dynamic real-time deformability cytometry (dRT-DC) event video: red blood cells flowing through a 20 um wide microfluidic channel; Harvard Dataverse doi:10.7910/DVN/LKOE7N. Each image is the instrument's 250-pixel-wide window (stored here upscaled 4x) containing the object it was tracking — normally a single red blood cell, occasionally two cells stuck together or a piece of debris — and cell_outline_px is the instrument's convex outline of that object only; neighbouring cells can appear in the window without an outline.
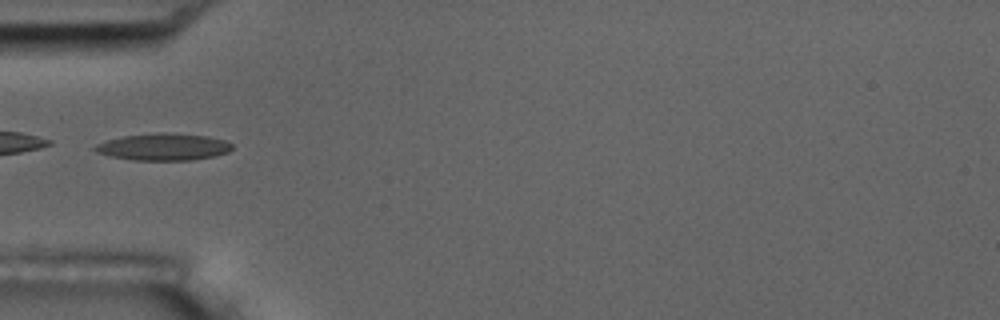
{"species": "common noctule bat (a hibernating species)", "species_latin": "Nyctalus noctula", "temperature_condition": "room temperature", "stored_images_in_passage": 5, "camera_frame_rate_fps": 3000, "um_per_image_px": 0.085, "animal": {"sex": "male", "body_mass_g": 17.5, "forearm_length_mm": 52.3}, "frame": {"image": 1, "passage_image": 5, "time_ms": 5.333, "image_size_px": [1000, 320], "cell_outline_px": [[232, 148], [228, 152], [216, 156], [192, 160], [132, 160], [108, 156], [96, 152], [92, 148], [96, 144], [108, 140], [124, 136], [164, 132], [208, 136], [224, 140], [232, 144]], "centroid_in_image_um": [13.89, 12.49], "position_along_channel_um": 71.1, "area_um2": 21.56}}